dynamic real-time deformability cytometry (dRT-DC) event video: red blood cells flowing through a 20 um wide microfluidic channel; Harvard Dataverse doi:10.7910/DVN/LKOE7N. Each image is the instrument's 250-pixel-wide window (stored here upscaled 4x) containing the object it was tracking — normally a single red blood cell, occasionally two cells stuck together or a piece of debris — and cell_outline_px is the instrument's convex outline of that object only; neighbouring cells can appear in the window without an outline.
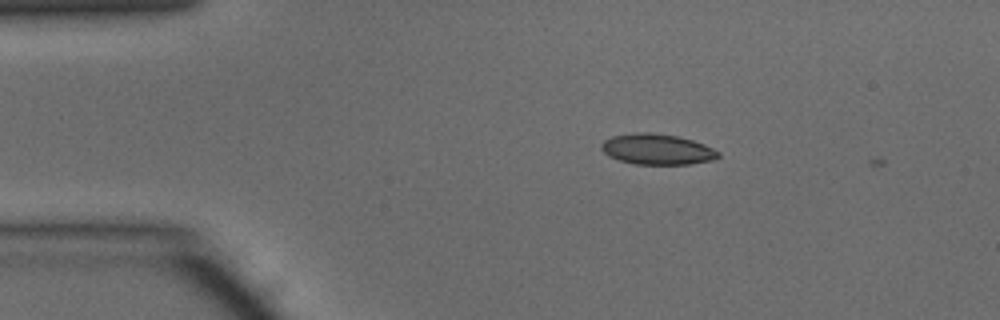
{"species": "common noctule bat (a hibernating species)", "species_latin": "Nyctalus noctula", "temperature_condition": "warm", "stored_images_in_passage": 3, "camera_frame_rate_fps": 3000, "um_per_image_px": 0.085, "animal": {"sex": "male", "body_mass_g": 15.6}, "frame": {"image": 1, "passage_image": 2, "time_ms": 0.333, "image_size_px": [1000, 320], "cell_outline_px": [[720, 156], [712, 160], [692, 164], [636, 164], [620, 160], [608, 156], [600, 148], [600, 144], [604, 140], [612, 136], [636, 132], [648, 132], [676, 136], [692, 140], [704, 144], [720, 152]], "centroid_in_image_um": [55.84, 12.69], "position_along_channel_um": 29.2, "area_um2": 20.87}}